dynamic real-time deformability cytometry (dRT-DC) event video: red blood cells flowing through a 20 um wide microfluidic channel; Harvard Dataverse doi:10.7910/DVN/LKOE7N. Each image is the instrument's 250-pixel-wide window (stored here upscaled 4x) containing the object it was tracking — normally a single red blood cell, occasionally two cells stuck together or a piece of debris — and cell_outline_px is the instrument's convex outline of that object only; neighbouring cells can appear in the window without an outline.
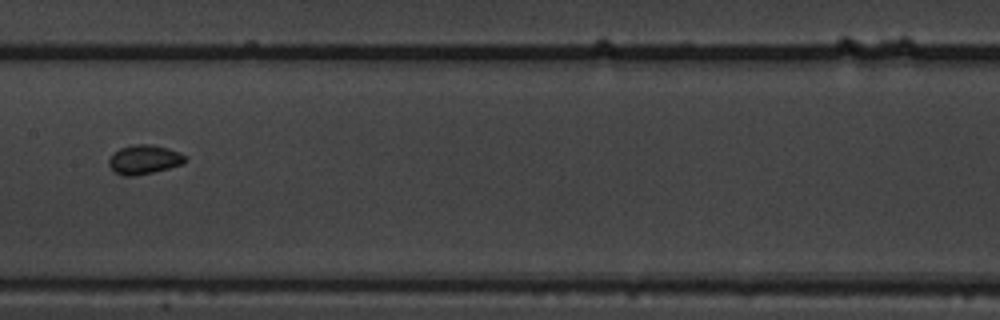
{"species": "common noctule bat (a hibernating species)", "species_latin": "Nyctalus noctula", "temperature_condition": "warm", "stored_images_in_passage": 9, "camera_frame_rate_fps": 3000, "um_per_image_px": 0.085, "animal": {"sex": "male", "body_mass_g": 19.5, "forearm_length_mm": 54.6}, "frame": {"image": 1, "passage_image": 8, "time_ms": 2.333, "image_size_px": [1000, 320], "cell_outline_px": [[188, 160], [180, 164], [168, 168], [136, 176], [124, 176], [112, 172], [108, 164], [108, 160], [112, 152], [120, 148], [136, 144], [152, 144], [168, 148], [180, 152], [188, 156]], "centroid_in_image_um": [12.23, 13.56], "position_along_channel_um": 195.2, "area_um2": 13.24}}
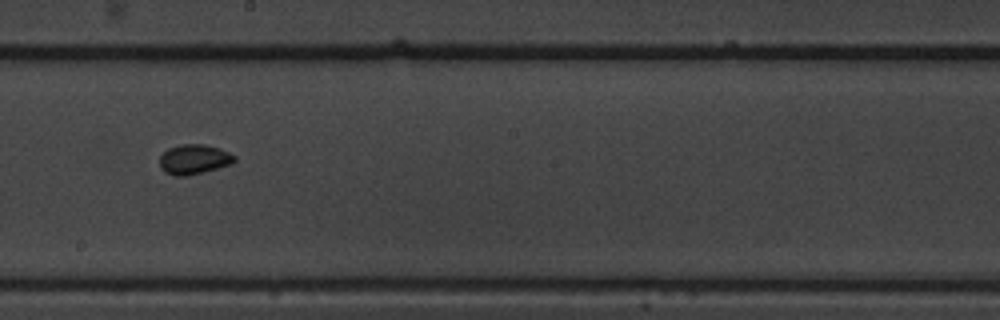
{"frame": {"image": 2, "passage_image": 9, "time_ms": 2.667, "image_size_px": [1000, 320], "cell_outline_px": [[236, 160], [232, 164], [188, 176], [176, 176], [164, 172], [160, 168], [160, 156], [168, 148], [180, 144], [204, 144], [220, 148], [236, 156]], "centroid_in_image_um": [16.49, 13.54], "position_along_channel_um": 231.7, "area_um2": 13.12}}